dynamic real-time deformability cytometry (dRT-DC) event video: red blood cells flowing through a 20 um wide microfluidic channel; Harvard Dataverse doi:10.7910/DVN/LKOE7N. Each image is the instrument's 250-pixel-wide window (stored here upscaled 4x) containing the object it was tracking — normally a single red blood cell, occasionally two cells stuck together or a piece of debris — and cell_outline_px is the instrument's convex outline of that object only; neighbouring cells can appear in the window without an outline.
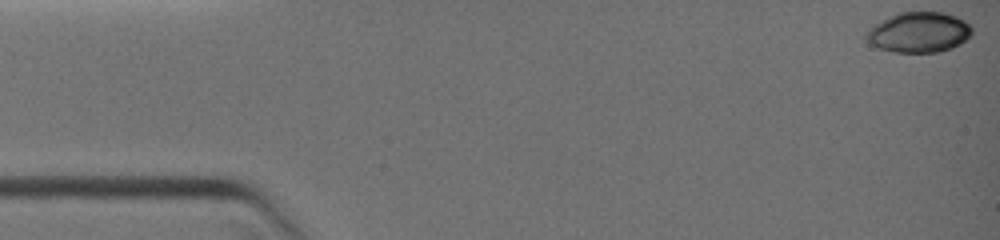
{"species": "common noctule bat (a hibernating species)", "species_latin": "Nyctalus noctula", "temperature_condition": "warm", "stored_images_in_passage": 9, "camera_frame_rate_fps": 3000, "um_per_image_px": 0.085, "animal": {"sex": "female", "body_mass_g": 19.0, "forearm_length_mm": 51.5}, "frame": {"image": 1, "passage_image": 1, "time_ms": 0.0, "image_size_px": [1000, 240], "cell_outline_px": [[972, 36], [960, 44], [952, 48], [940, 52], [892, 52], [868, 44], [864, 40], [864, 36], [868, 28], [880, 20], [896, 12], [940, 12], [956, 16], [964, 20], [972, 28]], "centroid_in_image_um": [78.06, 2.75], "position_along_channel_um": 6.9, "area_um2": 25.32}}